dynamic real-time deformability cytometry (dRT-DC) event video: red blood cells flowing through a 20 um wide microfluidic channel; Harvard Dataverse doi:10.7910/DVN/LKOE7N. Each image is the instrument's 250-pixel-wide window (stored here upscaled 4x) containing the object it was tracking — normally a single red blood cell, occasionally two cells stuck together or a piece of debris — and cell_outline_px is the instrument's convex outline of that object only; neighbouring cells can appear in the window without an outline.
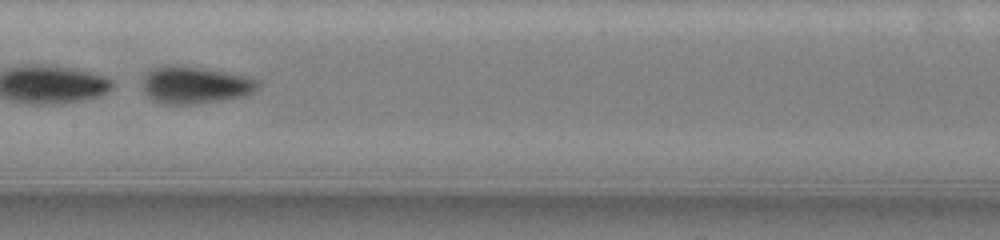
{"species": "common noctule bat (a hibernating species)", "species_latin": "Nyctalus noctula", "temperature_condition": "warm", "stored_images_in_passage": 15, "camera_frame_rate_fps": 3000, "um_per_image_px": 0.085, "animal": {"sex": "female", "body_mass_g": 19.5, "forearm_length_mm": 54.1}, "frame": {"image": 1, "passage_image": 11, "time_ms": 9.333, "image_size_px": [1000, 240], "cell_outline_px": [[260, 88], [244, 96], [220, 100], [192, 104], [160, 104], [152, 100], [144, 92], [140, 84], [148, 68], [172, 64], [204, 68], [228, 72], [248, 76], [260, 80]], "centroid_in_image_um": [16.54, 7.21], "position_along_channel_um": 190.9, "area_um2": 25.61}}